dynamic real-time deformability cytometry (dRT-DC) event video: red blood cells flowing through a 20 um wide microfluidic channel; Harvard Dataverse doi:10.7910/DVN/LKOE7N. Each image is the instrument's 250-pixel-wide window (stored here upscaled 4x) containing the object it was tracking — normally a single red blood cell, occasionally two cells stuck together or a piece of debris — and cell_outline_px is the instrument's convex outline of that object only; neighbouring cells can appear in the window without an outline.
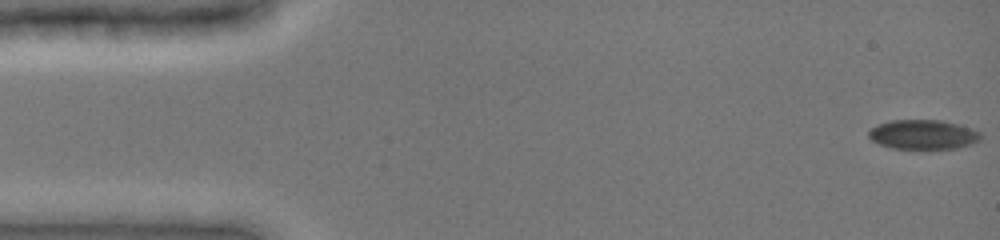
{"species": "common noctule bat (a hibernating species)", "species_latin": "Nyctalus noctula", "temperature_condition": "cold", "stored_images_in_passage": 49, "camera_frame_rate_fps": 3000, "um_per_image_px": 0.085, "animal": {"sex": "female", "body_mass_g": 19.0, "forearm_length_mm": 51.5}, "frame": {"image": 1, "passage_image": 1, "time_ms": 0.0, "image_size_px": [1000, 240], "cell_outline_px": [[980, 140], [972, 144], [956, 148], [892, 148], [880, 144], [872, 140], [868, 136], [868, 132], [876, 124], [892, 120], [940, 120], [956, 124], [980, 132]], "centroid_in_image_um": [78.43, 11.43], "position_along_channel_um": 6.6, "area_um2": 18.96}}
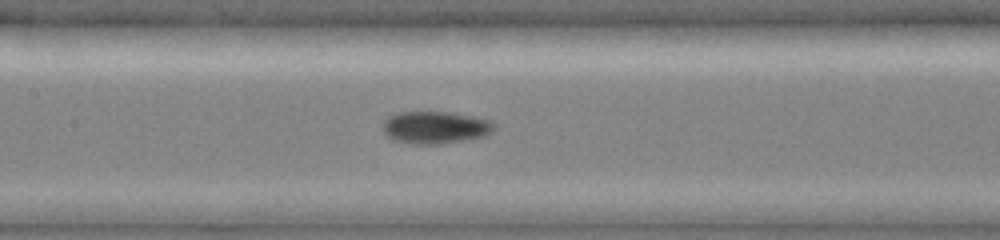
{"frame": {"image": 2, "passage_image": 23, "time_ms": 7.333, "image_size_px": [1000, 240], "cell_outline_px": [[496, 128], [492, 132], [484, 136], [468, 140], [440, 144], [412, 144], [392, 140], [380, 128], [384, 120], [388, 116], [396, 112], [452, 112], [492, 120], [496, 124]], "centroid_in_image_um": [37.0, 10.83], "position_along_channel_um": 170.4, "area_um2": 21.5}}
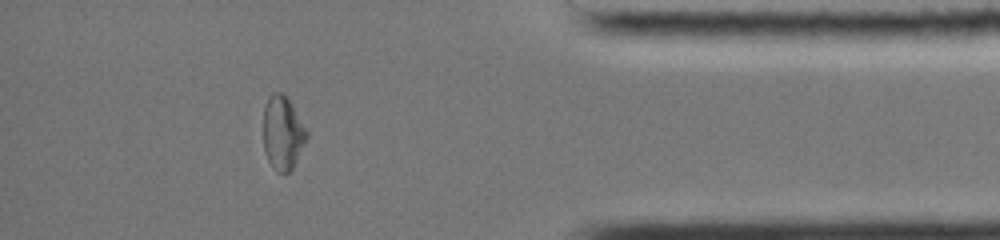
{"frame": {"image": 3, "passage_image": 43, "time_ms": 14.0, "image_size_px": [1000, 240], "cell_outline_px": [[308, 136], [292, 168], [284, 176], [276, 172], [272, 168], [264, 152], [264, 108], [268, 96], [272, 92], [284, 92], [288, 96], [308, 132]], "centroid_in_image_um": [24.02, 11.28], "position_along_channel_um": 411.2, "area_um2": 18.9}, "authors_computed_cell_mechanics": {"area_um2": 19.5942, "velocity_mm_per_s": 3.9366, "shape_relaxation_time_tau1_ms": null, "shape_relaxation_time_tau2_ms": 6.114, "deformation_change_tau1": null, "deformation_change_tau2": 0.1103}}